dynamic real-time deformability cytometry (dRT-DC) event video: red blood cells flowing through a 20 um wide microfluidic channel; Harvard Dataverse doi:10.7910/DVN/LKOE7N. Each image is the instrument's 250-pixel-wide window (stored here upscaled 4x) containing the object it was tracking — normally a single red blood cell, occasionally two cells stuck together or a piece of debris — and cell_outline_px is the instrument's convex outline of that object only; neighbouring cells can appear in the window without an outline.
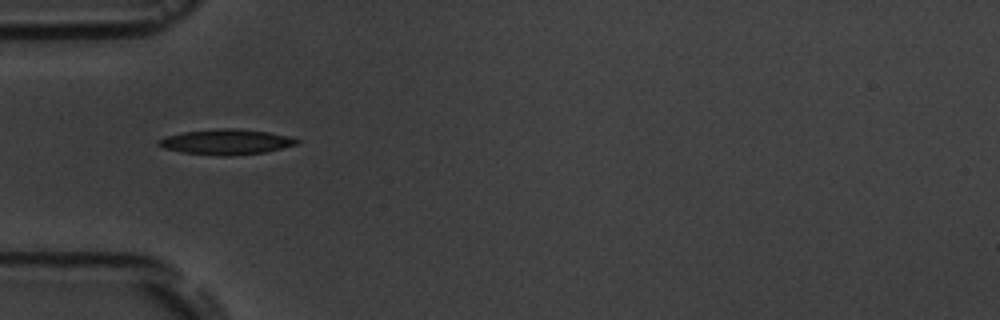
{"species": "common noctule bat (a hibernating species)", "species_latin": "Nyctalus noctula", "temperature_condition": "room temperature", "stored_images_in_passage": 3, "camera_frame_rate_fps": 3000, "um_per_image_px": 0.085, "animal": {"sex": "male", "body_mass_g": 19.5, "forearm_length_mm": 54.6}, "frame": {"image": 1, "passage_image": 2, "time_ms": 1.0, "image_size_px": [1000, 320], "cell_outline_px": [[300, 144], [264, 152], [232, 156], [220, 156], [180, 152], [164, 148], [156, 144], [156, 140], [164, 136], [184, 132], [216, 128], [236, 128], [268, 132], [292, 136], [300, 140]], "centroid_in_image_um": [19.23, 12.06], "position_along_channel_um": 65.8, "area_um2": 20.75}}
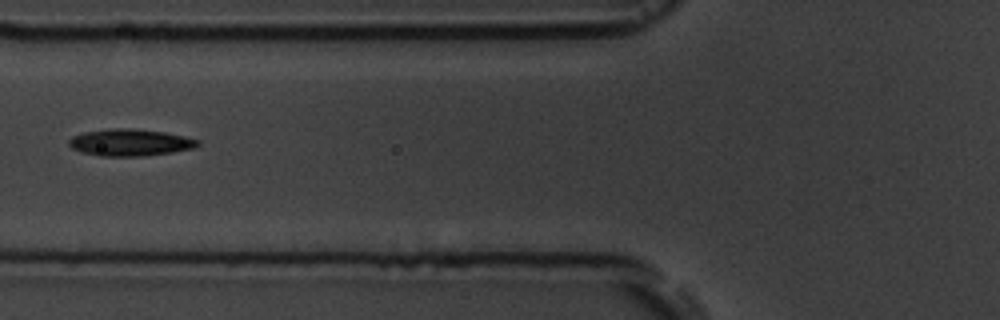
{"frame": {"image": 2, "passage_image": 3, "time_ms": 2.333, "image_size_px": [1000, 320], "cell_outline_px": [[200, 144], [192, 148], [172, 152], [140, 156], [96, 156], [80, 152], [72, 148], [68, 144], [68, 140], [72, 136], [84, 132], [112, 128], [132, 128], [164, 132], [184, 136], [200, 140]], "centroid_in_image_um": [11.02, 12.11], "position_along_channel_um": 114.8, "area_um2": 20.23}}